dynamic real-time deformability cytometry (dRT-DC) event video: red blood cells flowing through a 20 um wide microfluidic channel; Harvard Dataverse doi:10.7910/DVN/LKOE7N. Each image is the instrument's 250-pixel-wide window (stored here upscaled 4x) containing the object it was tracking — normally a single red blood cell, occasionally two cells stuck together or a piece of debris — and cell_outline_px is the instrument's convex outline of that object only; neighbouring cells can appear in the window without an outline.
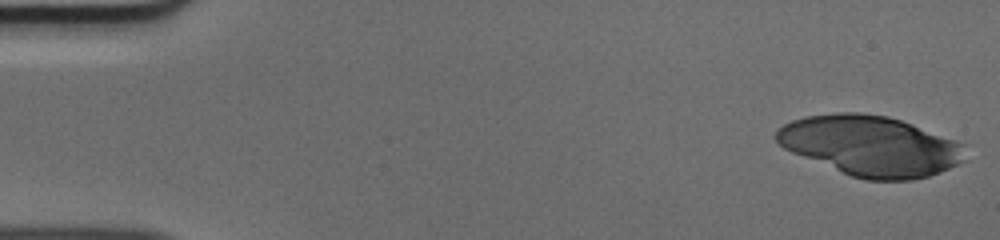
{"species": "human", "species_latin": "Homo sapiens", "temperature_condition": "cold", "stored_images_in_passage": 49, "camera_frame_rate_fps": 3000, "um_per_image_px": 0.085, "donor": {"sex": "male"}, "frame": {"image": 1, "passage_image": 1, "time_ms": 0.0, "image_size_px": [1000, 240], "cell_outline_px": [[964, 160], [940, 172], [928, 176], [912, 180], [864, 180], [852, 176], [792, 152], [784, 148], [772, 136], [776, 128], [792, 120], [804, 116], [836, 112], [860, 112], [888, 116], [912, 124], [956, 140], [964, 144]], "centroid_in_image_um": [73.96, 12.38], "position_along_channel_um": 11.0, "area_um2": 66.18}}
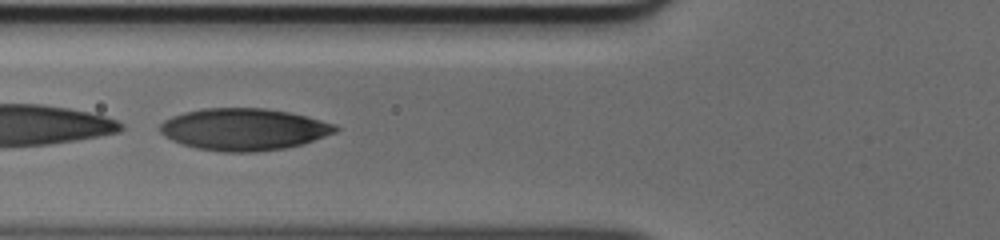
{"frame": {"image": 2, "passage_image": 19, "time_ms": 6.0, "image_size_px": [1000, 240], "cell_outline_px": [[340, 128], [336, 132], [300, 144], [284, 148], [256, 152], [220, 152], [196, 148], [180, 144], [164, 136], [160, 132], [160, 124], [164, 120], [172, 116], [184, 112], [204, 108], [264, 108], [288, 112], [336, 124]], "centroid_in_image_um": [20.68, 10.99], "position_along_channel_um": 105.1, "area_um2": 42.77}}
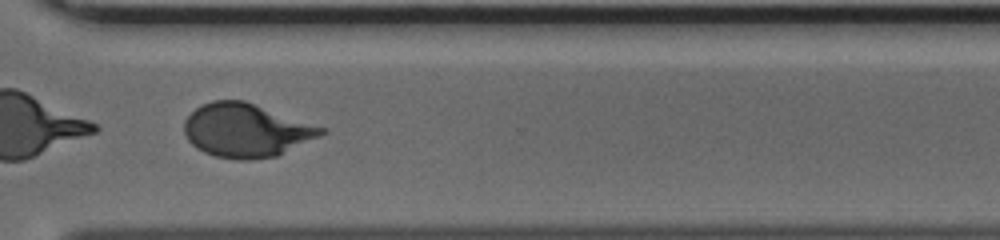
{"frame": {"image": 3, "passage_image": 37, "time_ms": 12.0, "image_size_px": [1000, 240], "cell_outline_px": [[328, 132], [320, 136], [276, 156], [252, 160], [236, 160], [216, 156], [204, 152], [196, 148], [188, 140], [184, 132], [184, 120], [200, 104], [212, 100], [244, 100], [324, 128]], "centroid_in_image_um": [20.89, 11.08], "position_along_channel_um": 349.7, "area_um2": 42.6}}